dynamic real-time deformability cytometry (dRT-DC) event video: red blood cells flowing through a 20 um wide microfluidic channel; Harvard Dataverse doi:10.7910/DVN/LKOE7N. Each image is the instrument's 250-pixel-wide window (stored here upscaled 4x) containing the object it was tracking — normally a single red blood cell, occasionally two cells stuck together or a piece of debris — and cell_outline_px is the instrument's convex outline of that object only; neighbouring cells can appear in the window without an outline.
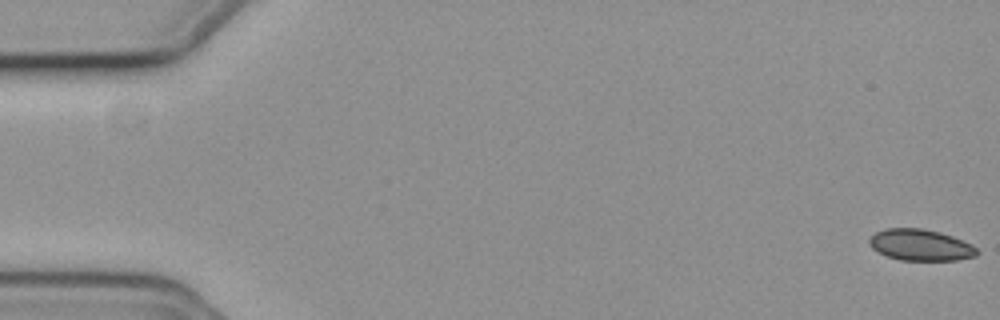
{"species": "common noctule bat (a hibernating species)", "species_latin": "Nyctalus noctula", "temperature_condition": "cold", "stored_images_in_passage": 16, "camera_frame_rate_fps": 3000, "um_per_image_px": 0.085, "animal": {"sex": "female", "body_mass_g": 19.3, "forearm_length_mm": 54.1}, "frame": {"image": 1, "passage_image": 1, "time_ms": 0.0, "image_size_px": [1000, 320], "cell_outline_px": [[980, 252], [976, 256], [956, 260], [900, 260], [876, 252], [868, 244], [868, 240], [876, 232], [884, 228], [920, 228], [940, 232], [952, 236], [972, 244]], "centroid_in_image_um": [78.23, 20.82], "position_along_channel_um": 6.8, "area_um2": 19.77}}
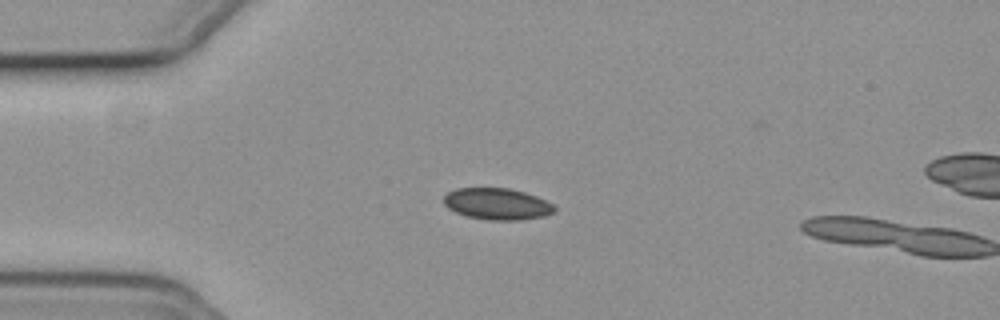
{"frame": {"image": 2, "passage_image": 15, "time_ms": 4.667, "image_size_px": [1000, 320], "cell_outline_px": [[556, 212], [544, 216], [520, 220], [488, 220], [468, 216], [456, 212], [448, 208], [444, 204], [444, 196], [448, 192], [456, 188], [508, 188], [524, 192], [536, 196], [552, 204], [556, 208]], "centroid_in_image_um": [42.26, 17.33], "position_along_channel_um": 42.7, "area_um2": 20.29}}